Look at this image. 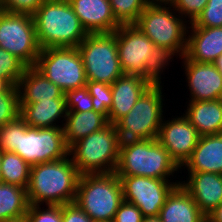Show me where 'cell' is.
Segmentation results:
<instances>
[{"label":"cell","instance_id":"1","mask_svg":"<svg viewBox=\"0 0 222 222\" xmlns=\"http://www.w3.org/2000/svg\"><path fill=\"white\" fill-rule=\"evenodd\" d=\"M69 158L31 166L26 189L29 204L64 205L75 201L80 174Z\"/></svg>","mask_w":222,"mask_h":222},{"label":"cell","instance_id":"2","mask_svg":"<svg viewBox=\"0 0 222 222\" xmlns=\"http://www.w3.org/2000/svg\"><path fill=\"white\" fill-rule=\"evenodd\" d=\"M117 51L124 74L140 75L152 84L161 82V75L170 61L135 24L116 29Z\"/></svg>","mask_w":222,"mask_h":222},{"label":"cell","instance_id":"3","mask_svg":"<svg viewBox=\"0 0 222 222\" xmlns=\"http://www.w3.org/2000/svg\"><path fill=\"white\" fill-rule=\"evenodd\" d=\"M32 16L41 50L77 48L88 35L68 0H45Z\"/></svg>","mask_w":222,"mask_h":222},{"label":"cell","instance_id":"4","mask_svg":"<svg viewBox=\"0 0 222 222\" xmlns=\"http://www.w3.org/2000/svg\"><path fill=\"white\" fill-rule=\"evenodd\" d=\"M177 171H181L180 167L157 138L120 143L119 162L115 172L117 176L169 180Z\"/></svg>","mask_w":222,"mask_h":222},{"label":"cell","instance_id":"5","mask_svg":"<svg viewBox=\"0 0 222 222\" xmlns=\"http://www.w3.org/2000/svg\"><path fill=\"white\" fill-rule=\"evenodd\" d=\"M177 14L173 6L147 5L135 23L171 62L183 57L187 46L189 23Z\"/></svg>","mask_w":222,"mask_h":222},{"label":"cell","instance_id":"6","mask_svg":"<svg viewBox=\"0 0 222 222\" xmlns=\"http://www.w3.org/2000/svg\"><path fill=\"white\" fill-rule=\"evenodd\" d=\"M120 139L115 124H108L69 147L68 155L80 175L116 172Z\"/></svg>","mask_w":222,"mask_h":222},{"label":"cell","instance_id":"7","mask_svg":"<svg viewBox=\"0 0 222 222\" xmlns=\"http://www.w3.org/2000/svg\"><path fill=\"white\" fill-rule=\"evenodd\" d=\"M122 201V186L115 172L80 175L74 202L93 221H113Z\"/></svg>","mask_w":222,"mask_h":222},{"label":"cell","instance_id":"8","mask_svg":"<svg viewBox=\"0 0 222 222\" xmlns=\"http://www.w3.org/2000/svg\"><path fill=\"white\" fill-rule=\"evenodd\" d=\"M163 86L162 81L151 84L128 114L115 123L120 142L158 137L161 123L165 118Z\"/></svg>","mask_w":222,"mask_h":222},{"label":"cell","instance_id":"9","mask_svg":"<svg viewBox=\"0 0 222 222\" xmlns=\"http://www.w3.org/2000/svg\"><path fill=\"white\" fill-rule=\"evenodd\" d=\"M77 48L87 80L111 85L124 74L118 58L116 30L112 33H88Z\"/></svg>","mask_w":222,"mask_h":222},{"label":"cell","instance_id":"10","mask_svg":"<svg viewBox=\"0 0 222 222\" xmlns=\"http://www.w3.org/2000/svg\"><path fill=\"white\" fill-rule=\"evenodd\" d=\"M34 67L64 93L86 86L83 59L76 47L42 49Z\"/></svg>","mask_w":222,"mask_h":222},{"label":"cell","instance_id":"11","mask_svg":"<svg viewBox=\"0 0 222 222\" xmlns=\"http://www.w3.org/2000/svg\"><path fill=\"white\" fill-rule=\"evenodd\" d=\"M0 47L27 67L35 66L41 48L33 16L0 10Z\"/></svg>","mask_w":222,"mask_h":222},{"label":"cell","instance_id":"12","mask_svg":"<svg viewBox=\"0 0 222 222\" xmlns=\"http://www.w3.org/2000/svg\"><path fill=\"white\" fill-rule=\"evenodd\" d=\"M68 150L62 127H29L20 117V141L14 153L30 166L64 159Z\"/></svg>","mask_w":222,"mask_h":222},{"label":"cell","instance_id":"13","mask_svg":"<svg viewBox=\"0 0 222 222\" xmlns=\"http://www.w3.org/2000/svg\"><path fill=\"white\" fill-rule=\"evenodd\" d=\"M123 200L136 205L144 217L159 216L160 209L179 180L156 179L144 176H118Z\"/></svg>","mask_w":222,"mask_h":222},{"label":"cell","instance_id":"14","mask_svg":"<svg viewBox=\"0 0 222 222\" xmlns=\"http://www.w3.org/2000/svg\"><path fill=\"white\" fill-rule=\"evenodd\" d=\"M200 135L184 115L163 118L157 140L181 168L191 156Z\"/></svg>","mask_w":222,"mask_h":222},{"label":"cell","instance_id":"15","mask_svg":"<svg viewBox=\"0 0 222 222\" xmlns=\"http://www.w3.org/2000/svg\"><path fill=\"white\" fill-rule=\"evenodd\" d=\"M191 98L189 101L222 99V75L214 63H197L180 58Z\"/></svg>","mask_w":222,"mask_h":222},{"label":"cell","instance_id":"16","mask_svg":"<svg viewBox=\"0 0 222 222\" xmlns=\"http://www.w3.org/2000/svg\"><path fill=\"white\" fill-rule=\"evenodd\" d=\"M187 176V180H180V185L207 216L222 203V174L199 172Z\"/></svg>","mask_w":222,"mask_h":222},{"label":"cell","instance_id":"17","mask_svg":"<svg viewBox=\"0 0 222 222\" xmlns=\"http://www.w3.org/2000/svg\"><path fill=\"white\" fill-rule=\"evenodd\" d=\"M152 83L140 75L123 74L111 84L112 107L108 121L115 124L127 115L139 97Z\"/></svg>","mask_w":222,"mask_h":222},{"label":"cell","instance_id":"18","mask_svg":"<svg viewBox=\"0 0 222 222\" xmlns=\"http://www.w3.org/2000/svg\"><path fill=\"white\" fill-rule=\"evenodd\" d=\"M87 33H112L121 24L115 19L109 0H68Z\"/></svg>","mask_w":222,"mask_h":222},{"label":"cell","instance_id":"19","mask_svg":"<svg viewBox=\"0 0 222 222\" xmlns=\"http://www.w3.org/2000/svg\"><path fill=\"white\" fill-rule=\"evenodd\" d=\"M221 54L222 26L188 28L184 55L188 60L197 63H213Z\"/></svg>","mask_w":222,"mask_h":222},{"label":"cell","instance_id":"20","mask_svg":"<svg viewBox=\"0 0 222 222\" xmlns=\"http://www.w3.org/2000/svg\"><path fill=\"white\" fill-rule=\"evenodd\" d=\"M66 115L65 93L60 98L39 100L35 103H20V117L29 127H63V121L65 120ZM61 118L62 123L59 122ZM58 123L62 125H59Z\"/></svg>","mask_w":222,"mask_h":222},{"label":"cell","instance_id":"21","mask_svg":"<svg viewBox=\"0 0 222 222\" xmlns=\"http://www.w3.org/2000/svg\"><path fill=\"white\" fill-rule=\"evenodd\" d=\"M180 169L188 173L222 174V134L200 136L189 159Z\"/></svg>","mask_w":222,"mask_h":222},{"label":"cell","instance_id":"22","mask_svg":"<svg viewBox=\"0 0 222 222\" xmlns=\"http://www.w3.org/2000/svg\"><path fill=\"white\" fill-rule=\"evenodd\" d=\"M161 222H204L206 216L201 212L189 193L179 184L166 198L160 209Z\"/></svg>","mask_w":222,"mask_h":222},{"label":"cell","instance_id":"23","mask_svg":"<svg viewBox=\"0 0 222 222\" xmlns=\"http://www.w3.org/2000/svg\"><path fill=\"white\" fill-rule=\"evenodd\" d=\"M183 115L200 136L222 134V99L188 101Z\"/></svg>","mask_w":222,"mask_h":222},{"label":"cell","instance_id":"24","mask_svg":"<svg viewBox=\"0 0 222 222\" xmlns=\"http://www.w3.org/2000/svg\"><path fill=\"white\" fill-rule=\"evenodd\" d=\"M20 103H35L39 100L60 98L64 92L48 80L34 66L26 67L17 85Z\"/></svg>","mask_w":222,"mask_h":222},{"label":"cell","instance_id":"25","mask_svg":"<svg viewBox=\"0 0 222 222\" xmlns=\"http://www.w3.org/2000/svg\"><path fill=\"white\" fill-rule=\"evenodd\" d=\"M63 123L64 140L69 148L72 144L89 134L103 129L109 124L108 119L97 112H67Z\"/></svg>","mask_w":222,"mask_h":222},{"label":"cell","instance_id":"26","mask_svg":"<svg viewBox=\"0 0 222 222\" xmlns=\"http://www.w3.org/2000/svg\"><path fill=\"white\" fill-rule=\"evenodd\" d=\"M28 207L26 188L0 183V222L26 216Z\"/></svg>","mask_w":222,"mask_h":222},{"label":"cell","instance_id":"27","mask_svg":"<svg viewBox=\"0 0 222 222\" xmlns=\"http://www.w3.org/2000/svg\"><path fill=\"white\" fill-rule=\"evenodd\" d=\"M2 182L26 188L29 184L31 166L14 152L1 151Z\"/></svg>","mask_w":222,"mask_h":222},{"label":"cell","instance_id":"28","mask_svg":"<svg viewBox=\"0 0 222 222\" xmlns=\"http://www.w3.org/2000/svg\"><path fill=\"white\" fill-rule=\"evenodd\" d=\"M113 15L121 25L135 24L148 5L146 0H109Z\"/></svg>","mask_w":222,"mask_h":222},{"label":"cell","instance_id":"29","mask_svg":"<svg viewBox=\"0 0 222 222\" xmlns=\"http://www.w3.org/2000/svg\"><path fill=\"white\" fill-rule=\"evenodd\" d=\"M86 87L92 97L93 111L108 119V112L112 107L111 85L87 80Z\"/></svg>","mask_w":222,"mask_h":222},{"label":"cell","instance_id":"30","mask_svg":"<svg viewBox=\"0 0 222 222\" xmlns=\"http://www.w3.org/2000/svg\"><path fill=\"white\" fill-rule=\"evenodd\" d=\"M20 116L19 91L11 86L7 91L0 93V127L14 121Z\"/></svg>","mask_w":222,"mask_h":222},{"label":"cell","instance_id":"31","mask_svg":"<svg viewBox=\"0 0 222 222\" xmlns=\"http://www.w3.org/2000/svg\"><path fill=\"white\" fill-rule=\"evenodd\" d=\"M26 67L16 56L0 47V76L7 79L13 86L17 87Z\"/></svg>","mask_w":222,"mask_h":222},{"label":"cell","instance_id":"32","mask_svg":"<svg viewBox=\"0 0 222 222\" xmlns=\"http://www.w3.org/2000/svg\"><path fill=\"white\" fill-rule=\"evenodd\" d=\"M222 26V0H208L207 5L189 27Z\"/></svg>","mask_w":222,"mask_h":222},{"label":"cell","instance_id":"33","mask_svg":"<svg viewBox=\"0 0 222 222\" xmlns=\"http://www.w3.org/2000/svg\"><path fill=\"white\" fill-rule=\"evenodd\" d=\"M29 204L26 218L28 222H62V205Z\"/></svg>","mask_w":222,"mask_h":222},{"label":"cell","instance_id":"34","mask_svg":"<svg viewBox=\"0 0 222 222\" xmlns=\"http://www.w3.org/2000/svg\"><path fill=\"white\" fill-rule=\"evenodd\" d=\"M65 97L67 112H85L93 110L92 97L86 86L67 91Z\"/></svg>","mask_w":222,"mask_h":222},{"label":"cell","instance_id":"35","mask_svg":"<svg viewBox=\"0 0 222 222\" xmlns=\"http://www.w3.org/2000/svg\"><path fill=\"white\" fill-rule=\"evenodd\" d=\"M20 141V116L0 127V150L15 152Z\"/></svg>","mask_w":222,"mask_h":222},{"label":"cell","instance_id":"36","mask_svg":"<svg viewBox=\"0 0 222 222\" xmlns=\"http://www.w3.org/2000/svg\"><path fill=\"white\" fill-rule=\"evenodd\" d=\"M207 2L208 0H177L173 7L190 24L201 14Z\"/></svg>","mask_w":222,"mask_h":222},{"label":"cell","instance_id":"37","mask_svg":"<svg viewBox=\"0 0 222 222\" xmlns=\"http://www.w3.org/2000/svg\"><path fill=\"white\" fill-rule=\"evenodd\" d=\"M45 0H0V10L33 15Z\"/></svg>","mask_w":222,"mask_h":222},{"label":"cell","instance_id":"38","mask_svg":"<svg viewBox=\"0 0 222 222\" xmlns=\"http://www.w3.org/2000/svg\"><path fill=\"white\" fill-rule=\"evenodd\" d=\"M143 219L144 216L136 205L123 200L112 222H142Z\"/></svg>","mask_w":222,"mask_h":222},{"label":"cell","instance_id":"39","mask_svg":"<svg viewBox=\"0 0 222 222\" xmlns=\"http://www.w3.org/2000/svg\"><path fill=\"white\" fill-rule=\"evenodd\" d=\"M62 222H93V220L73 202L62 205Z\"/></svg>","mask_w":222,"mask_h":222},{"label":"cell","instance_id":"40","mask_svg":"<svg viewBox=\"0 0 222 222\" xmlns=\"http://www.w3.org/2000/svg\"><path fill=\"white\" fill-rule=\"evenodd\" d=\"M208 222H222V203L206 216Z\"/></svg>","mask_w":222,"mask_h":222},{"label":"cell","instance_id":"41","mask_svg":"<svg viewBox=\"0 0 222 222\" xmlns=\"http://www.w3.org/2000/svg\"><path fill=\"white\" fill-rule=\"evenodd\" d=\"M177 0H146L150 6H173Z\"/></svg>","mask_w":222,"mask_h":222},{"label":"cell","instance_id":"42","mask_svg":"<svg viewBox=\"0 0 222 222\" xmlns=\"http://www.w3.org/2000/svg\"><path fill=\"white\" fill-rule=\"evenodd\" d=\"M12 84L2 76H0V93L7 91Z\"/></svg>","mask_w":222,"mask_h":222},{"label":"cell","instance_id":"43","mask_svg":"<svg viewBox=\"0 0 222 222\" xmlns=\"http://www.w3.org/2000/svg\"><path fill=\"white\" fill-rule=\"evenodd\" d=\"M213 63L222 75V54Z\"/></svg>","mask_w":222,"mask_h":222},{"label":"cell","instance_id":"44","mask_svg":"<svg viewBox=\"0 0 222 222\" xmlns=\"http://www.w3.org/2000/svg\"><path fill=\"white\" fill-rule=\"evenodd\" d=\"M142 222H161L159 216L144 217Z\"/></svg>","mask_w":222,"mask_h":222},{"label":"cell","instance_id":"45","mask_svg":"<svg viewBox=\"0 0 222 222\" xmlns=\"http://www.w3.org/2000/svg\"><path fill=\"white\" fill-rule=\"evenodd\" d=\"M1 222H28V219L26 216L18 219H12V220H6V221H1Z\"/></svg>","mask_w":222,"mask_h":222},{"label":"cell","instance_id":"46","mask_svg":"<svg viewBox=\"0 0 222 222\" xmlns=\"http://www.w3.org/2000/svg\"><path fill=\"white\" fill-rule=\"evenodd\" d=\"M0 167H1V150H0ZM2 182V175H1V169H0V183Z\"/></svg>","mask_w":222,"mask_h":222},{"label":"cell","instance_id":"47","mask_svg":"<svg viewBox=\"0 0 222 222\" xmlns=\"http://www.w3.org/2000/svg\"><path fill=\"white\" fill-rule=\"evenodd\" d=\"M93 222H112V221H103V220H100V221H93Z\"/></svg>","mask_w":222,"mask_h":222}]
</instances>
